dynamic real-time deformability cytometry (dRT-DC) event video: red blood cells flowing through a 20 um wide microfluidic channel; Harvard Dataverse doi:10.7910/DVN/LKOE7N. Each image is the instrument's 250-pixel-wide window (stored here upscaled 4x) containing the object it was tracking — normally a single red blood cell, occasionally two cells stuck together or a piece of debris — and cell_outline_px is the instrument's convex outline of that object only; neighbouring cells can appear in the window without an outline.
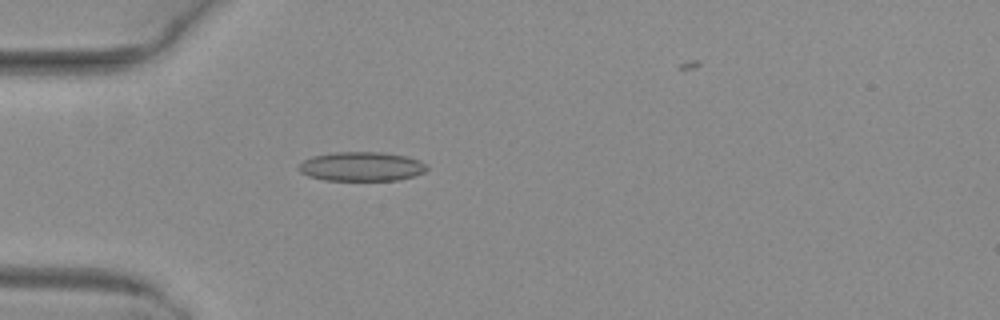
{"species": "common noctule bat (a hibernating species)", "species_latin": "Nyctalus noctula", "temperature_condition": "warm", "stored_images_in_passage": 4, "camera_frame_rate_fps": 3000, "um_per_image_px": 0.085, "animal": {"sex": "female", "body_mass_g": 29.2, "forearm_length_mm": 56.3}, "frame": {"image": 1, "passage_image": 3, "time_ms": 0.667, "image_size_px": [1000, 320], "cell_outline_px": [[428, 168], [424, 172], [400, 180], [324, 180], [308, 176], [300, 172], [300, 164], [304, 160], [312, 156], [336, 152], [384, 152], [408, 156], [420, 160], [428, 164]], "centroid_in_image_um": [30.78, 14.14], "position_along_channel_um": 54.2, "area_um2": 21.91}}